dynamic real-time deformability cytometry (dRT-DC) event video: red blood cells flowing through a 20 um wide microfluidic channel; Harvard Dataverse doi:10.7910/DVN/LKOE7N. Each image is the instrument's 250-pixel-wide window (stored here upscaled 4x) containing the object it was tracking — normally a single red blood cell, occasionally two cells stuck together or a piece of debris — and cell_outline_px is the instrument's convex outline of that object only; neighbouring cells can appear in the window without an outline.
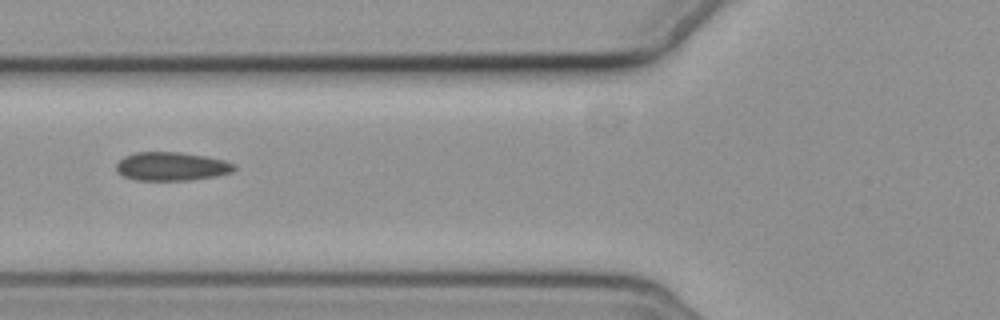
{"species": "common noctule bat (a hibernating species)", "species_latin": "Nyctalus noctula", "temperature_condition": "cold", "stored_images_in_passage": 8, "camera_frame_rate_fps": 3000, "um_per_image_px": 0.085, "animal": {"sex": "female", "body_mass_g": 19.3, "forearm_length_mm": 54.1}, "frame": {"image": 1, "passage_image": 6, "time_ms": 6.667, "image_size_px": [1000, 320], "cell_outline_px": [[236, 168], [232, 172], [216, 176], [188, 180], [136, 180], [120, 176], [116, 172], [116, 164], [124, 156], [136, 152], [180, 152], [208, 156], [224, 160], [236, 164]], "centroid_in_image_um": [14.57, 14.14], "position_along_channel_um": 111.2, "area_um2": 19.88}}
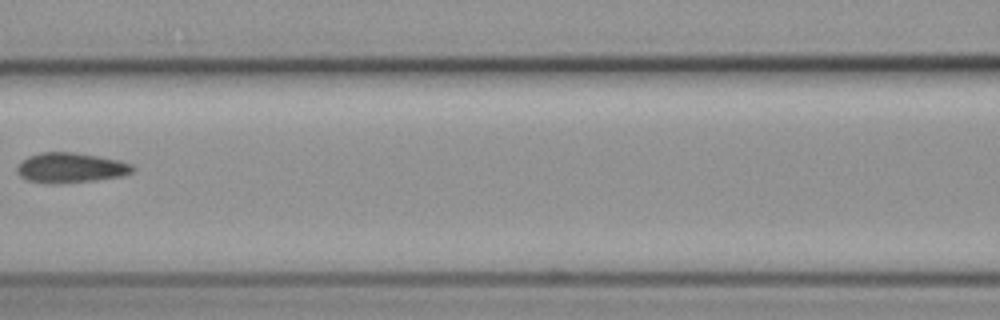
{"frame": {"image": 2, "passage_image": 7, "time_ms": 8.0, "image_size_px": [1000, 320], "cell_outline_px": [[136, 168], [132, 172], [124, 176], [96, 180], [28, 180], [20, 176], [16, 168], [28, 156], [40, 152], [76, 152], [120, 160], [132, 164]], "centroid_in_image_um": [6.11, 14.19], "position_along_channel_um": 160.5, "area_um2": 19.31}}
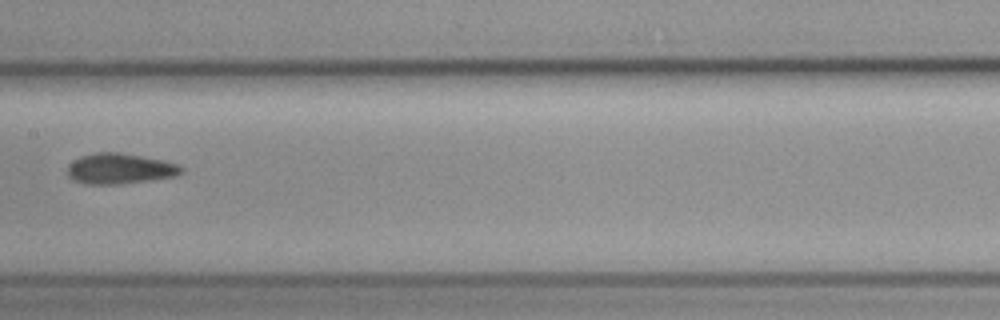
{"frame": {"image": 3, "passage_image": 8, "time_ms": 9.0, "image_size_px": [1000, 320], "cell_outline_px": [[184, 172], [176, 176], [120, 184], [88, 184], [76, 180], [68, 176], [68, 164], [72, 160], [80, 156], [96, 152], [120, 152], [164, 160], [176, 164], [184, 168]], "centroid_in_image_um": [10.19, 14.32], "position_along_channel_um": 197.2, "area_um2": 20.29}}